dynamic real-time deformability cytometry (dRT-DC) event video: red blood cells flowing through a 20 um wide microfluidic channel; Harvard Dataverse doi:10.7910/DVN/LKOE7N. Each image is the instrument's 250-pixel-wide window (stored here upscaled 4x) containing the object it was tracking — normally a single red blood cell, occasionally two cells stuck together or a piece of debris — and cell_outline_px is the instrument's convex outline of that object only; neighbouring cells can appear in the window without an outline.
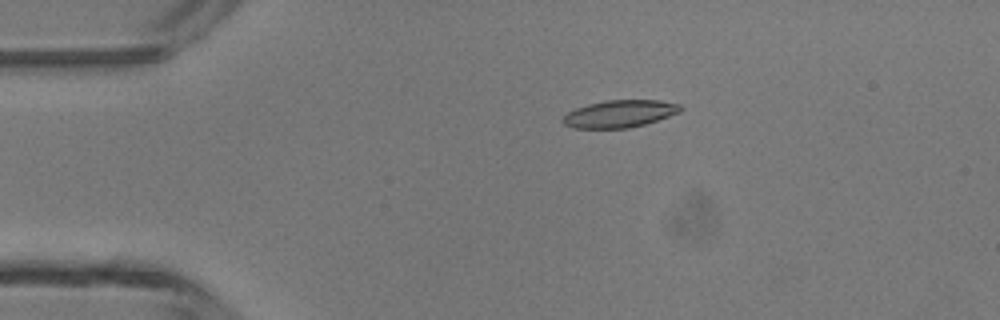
{"species": "common noctule bat (a hibernating species)", "species_latin": "Nyctalus noctula", "temperature_condition": "room temperature", "stored_images_in_passage": 41, "camera_frame_rate_fps": 3000, "um_per_image_px": 0.085, "animal": {"sex": "male", "body_mass_g": 13.3}, "frame": {"image": 1, "passage_image": 3, "time_ms": 0.667, "image_size_px": [1000, 320], "cell_outline_px": [[684, 108], [680, 112], [644, 124], [628, 128], [572, 128], [564, 124], [560, 120], [568, 112], [576, 108], [588, 104], [604, 100], [660, 100], [680, 104]], "centroid_in_image_um": [52.66, 9.66], "position_along_channel_um": 32.3, "area_um2": 18.73}}
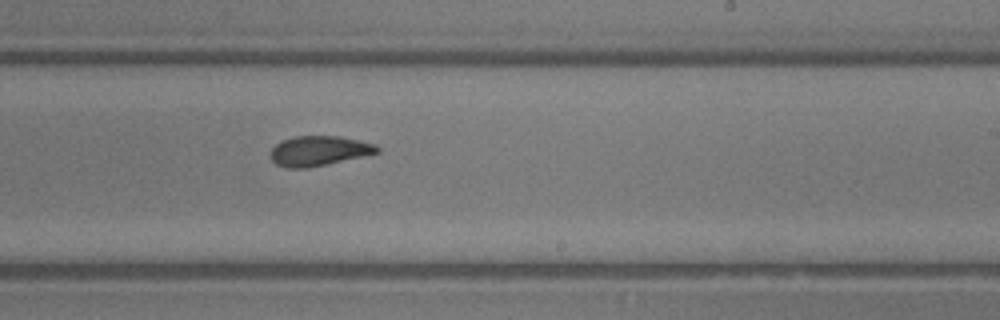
{"frame": {"image": 2, "passage_image": 22, "time_ms": 7.0, "image_size_px": [1000, 320], "cell_outline_px": [[380, 152], [308, 168], [288, 168], [276, 164], [272, 160], [272, 148], [280, 140], [292, 136], [340, 136], [376, 144], [380, 148]], "centroid_in_image_um": [27.1, 12.81], "position_along_channel_um": 261.9, "area_um2": 18.5}}
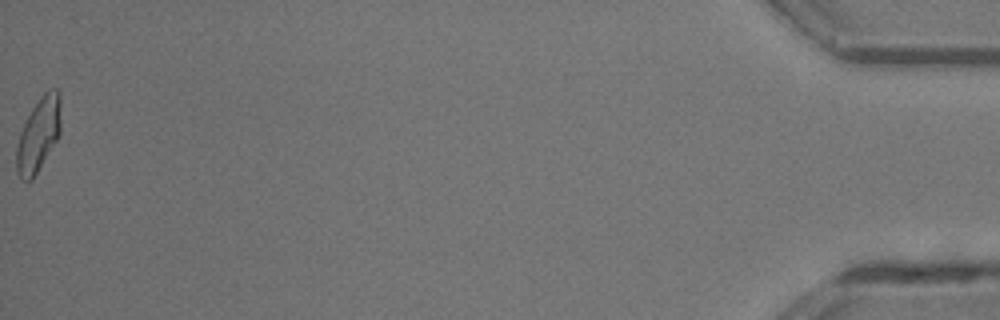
{"frame": {"image": 3, "passage_image": 41, "time_ms": 13.333, "image_size_px": [1000, 320], "cell_outline_px": [[60, 132], [56, 140], [32, 180], [24, 180], [16, 172], [16, 148], [20, 132], [32, 108], [44, 92], [48, 88], [56, 88], [60, 92]], "centroid_in_image_um": [3.27, 11.4], "position_along_channel_um": 431.9, "area_um2": 18.84}, "authors_computed_cell_mechanics": {"area_um2": 18.7272, "velocity_mm_per_s": 4.3583, "shape_relaxation_time_tau1_ms": 4.4072, "shape_relaxation_time_tau2_ms": 1.3931, "deformation_change_tau1": 0.1874, "deformation_change_tau2": 0.0769}}